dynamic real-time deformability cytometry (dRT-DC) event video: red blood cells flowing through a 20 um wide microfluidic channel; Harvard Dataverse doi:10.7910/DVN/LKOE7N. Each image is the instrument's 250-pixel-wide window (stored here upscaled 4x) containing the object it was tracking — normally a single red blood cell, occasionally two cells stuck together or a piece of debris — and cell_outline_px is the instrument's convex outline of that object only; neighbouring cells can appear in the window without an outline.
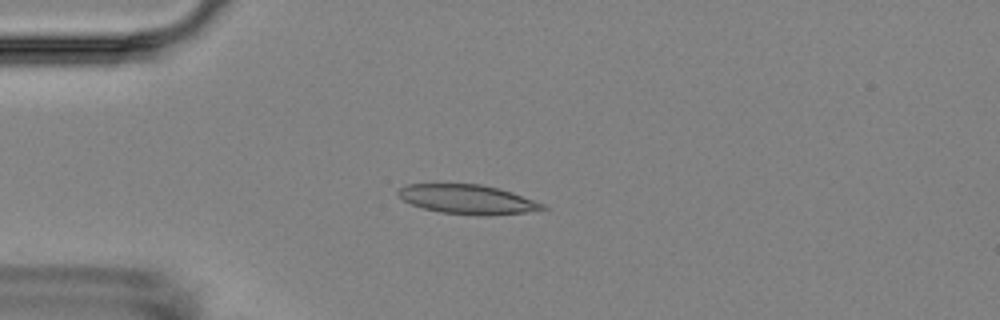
{"species": "Egyptian fruit bat (a non-hibernating species)", "species_latin": "Rousettus aegyptiacus", "temperature_condition": "room temperature", "stored_images_in_passage": 11, "camera_frame_rate_fps": 3000, "um_per_image_px": 0.085, "animal": {"sex": "female"}, "frame": {"image": 1, "passage_image": 4, "time_ms": 4.333, "image_size_px": [1000, 320], "cell_outline_px": [[548, 208], [524, 212], [484, 216], [480, 216], [440, 212], [424, 208], [412, 204], [404, 200], [396, 192], [400, 188], [408, 184], [480, 184], [512, 192], [544, 204]], "centroid_in_image_um": [39.73, 16.95], "position_along_channel_um": 45.3, "area_um2": 24.33}}
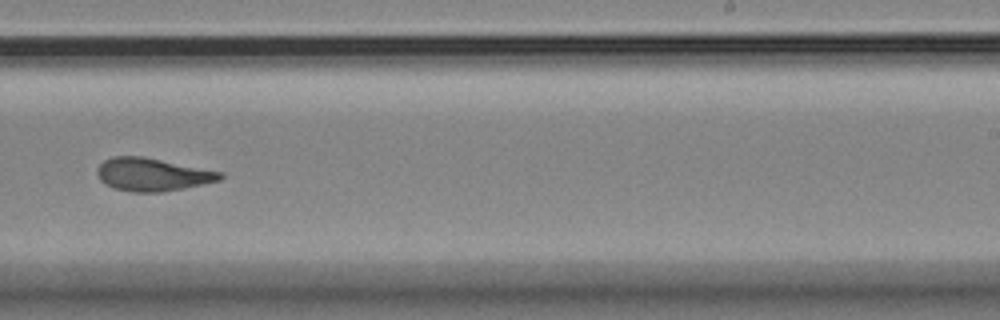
{"frame": {"image": 2, "passage_image": 10, "time_ms": 11.333, "image_size_px": [1000, 320], "cell_outline_px": [[224, 176], [220, 180], [184, 188], [164, 192], [132, 192], [116, 188], [100, 180], [96, 172], [100, 164], [104, 160], [112, 156], [144, 156], [224, 172]], "centroid_in_image_um": [12.98, 14.82], "position_along_channel_um": 276.0, "area_um2": 23.64}}
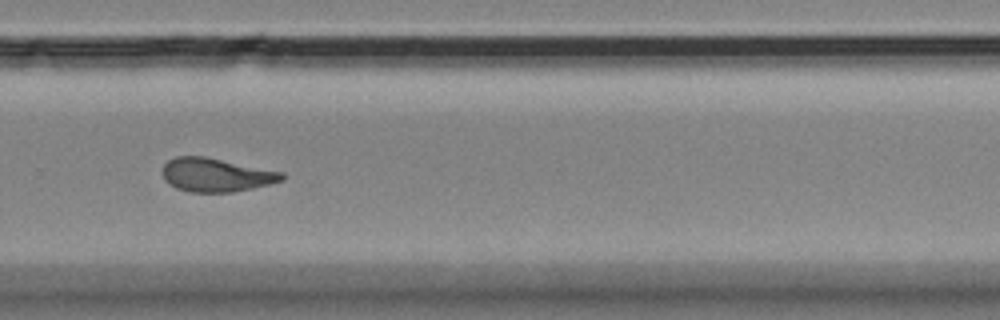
{"frame": {"image": 3, "passage_image": 11, "time_ms": 12.333, "image_size_px": [1000, 320], "cell_outline_px": [[284, 180], [252, 188], [232, 192], [188, 192], [176, 188], [164, 180], [160, 172], [164, 164], [168, 160], [176, 156], [204, 156], [284, 172]], "centroid_in_image_um": [18.32, 14.86], "position_along_channel_um": 311.5, "area_um2": 23.52}}